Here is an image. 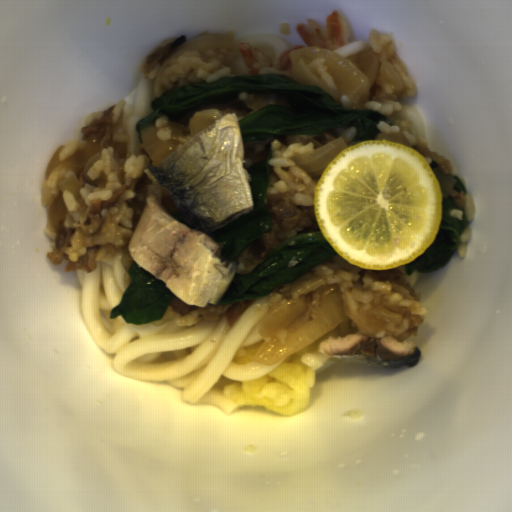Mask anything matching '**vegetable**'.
<instances>
[{
	"label": "vegetable",
	"mask_w": 512,
	"mask_h": 512,
	"mask_svg": "<svg viewBox=\"0 0 512 512\" xmlns=\"http://www.w3.org/2000/svg\"><path fill=\"white\" fill-rule=\"evenodd\" d=\"M238 93L273 94L287 107H268L238 121L243 143L288 136H312L341 128H353L359 142L377 140V124L392 123L385 115L344 106L319 86L303 85L287 75H236L214 81L198 80L154 96L150 114L137 121L141 131L163 114L171 119L187 117Z\"/></svg>",
	"instance_id": "add77e79"
},
{
	"label": "vegetable",
	"mask_w": 512,
	"mask_h": 512,
	"mask_svg": "<svg viewBox=\"0 0 512 512\" xmlns=\"http://www.w3.org/2000/svg\"><path fill=\"white\" fill-rule=\"evenodd\" d=\"M336 254L321 230L294 237L250 273L234 274L218 304L268 296L285 281L305 274Z\"/></svg>",
	"instance_id": "ea0f7189"
},
{
	"label": "vegetable",
	"mask_w": 512,
	"mask_h": 512,
	"mask_svg": "<svg viewBox=\"0 0 512 512\" xmlns=\"http://www.w3.org/2000/svg\"><path fill=\"white\" fill-rule=\"evenodd\" d=\"M272 155L271 150L253 165L244 168L252 177L250 187L254 205L253 211L209 233L212 240L219 246L220 260L234 262L266 233L272 225L269 211L266 207L269 167Z\"/></svg>",
	"instance_id": "f7b5029e"
},
{
	"label": "vegetable",
	"mask_w": 512,
	"mask_h": 512,
	"mask_svg": "<svg viewBox=\"0 0 512 512\" xmlns=\"http://www.w3.org/2000/svg\"><path fill=\"white\" fill-rule=\"evenodd\" d=\"M129 281L111 318L119 315L126 324H146L162 317L174 295L163 280L141 268L135 260L126 272Z\"/></svg>",
	"instance_id": "96ceb2fe"
},
{
	"label": "vegetable",
	"mask_w": 512,
	"mask_h": 512,
	"mask_svg": "<svg viewBox=\"0 0 512 512\" xmlns=\"http://www.w3.org/2000/svg\"><path fill=\"white\" fill-rule=\"evenodd\" d=\"M449 210H464L463 206L451 197H442L439 231L429 249L412 261L403 265L405 273L432 272L446 265L457 253L463 231L468 224L463 219L453 216ZM465 211V210H464Z\"/></svg>",
	"instance_id": "f1789d4c"
}]
</instances>
